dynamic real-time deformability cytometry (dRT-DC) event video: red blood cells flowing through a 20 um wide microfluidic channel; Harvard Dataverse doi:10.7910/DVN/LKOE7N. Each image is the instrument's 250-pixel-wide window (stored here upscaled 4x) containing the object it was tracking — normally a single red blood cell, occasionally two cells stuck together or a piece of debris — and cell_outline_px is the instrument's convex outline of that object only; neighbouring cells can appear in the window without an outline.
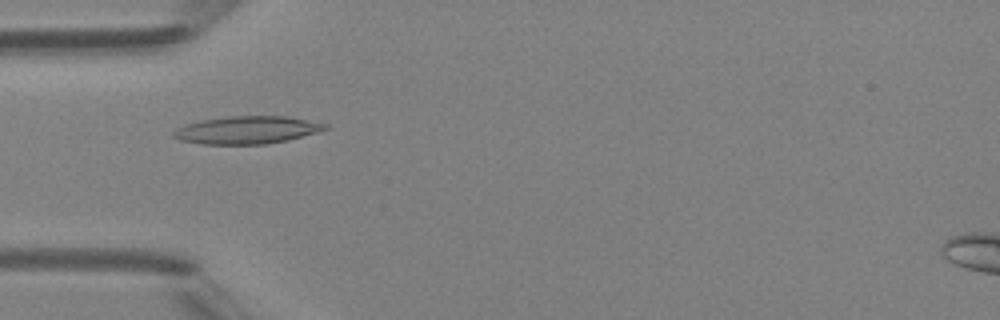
{"species": "Egyptian fruit bat (a non-hibernating species)", "species_latin": "Rousettus aegyptiacus", "temperature_condition": "room temperature", "stored_images_in_passage": 6, "camera_frame_rate_fps": 3000, "um_per_image_px": 0.085, "animal": {"sex": "female"}, "frame": {"image": 1, "passage_image": 5, "time_ms": 4.667, "image_size_px": [1000, 320], "cell_outline_px": [[328, 128], [316, 132], [288, 140], [264, 144], [204, 144], [180, 140], [172, 136], [172, 132], [176, 128], [184, 124], [204, 120], [232, 116], [284, 116], [328, 124]], "centroid_in_image_um": [20.96, 11.05], "position_along_channel_um": 64.0, "area_um2": 24.16}}
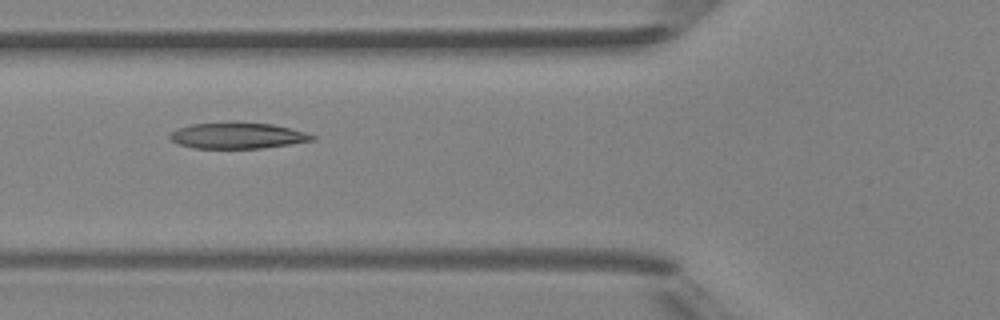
{"frame": {"image": 2, "passage_image": 6, "time_ms": 5.667, "image_size_px": [1000, 320], "cell_outline_px": [[316, 140], [260, 148], [196, 148], [180, 144], [172, 140], [168, 136], [176, 128], [192, 124], [236, 120], [272, 124], [292, 128], [316, 136]], "centroid_in_image_um": [20.19, 11.49], "position_along_channel_um": 105.6, "area_um2": 21.96}}